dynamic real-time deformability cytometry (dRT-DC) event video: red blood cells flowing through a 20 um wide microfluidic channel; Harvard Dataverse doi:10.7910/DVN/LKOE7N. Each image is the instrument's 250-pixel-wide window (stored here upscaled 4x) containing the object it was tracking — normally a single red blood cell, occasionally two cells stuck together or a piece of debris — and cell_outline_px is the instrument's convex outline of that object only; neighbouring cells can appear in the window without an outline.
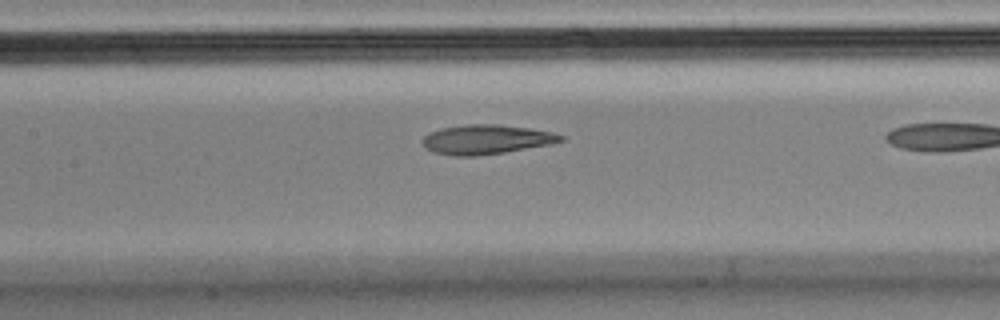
{"species": "Egyptian fruit bat (a non-hibernating species)", "species_latin": "Rousettus aegyptiacus", "temperature_condition": "cold", "stored_images_in_passage": 21, "camera_frame_rate_fps": 3000, "um_per_image_px": 0.085, "animal": {"sex": "male"}, "frame": {"image": 1, "passage_image": 7, "time_ms": 2.0, "image_size_px": [1000, 320], "cell_outline_px": [[564, 140], [552, 144], [504, 152], [476, 156], [452, 156], [432, 152], [424, 144], [424, 136], [440, 128], [468, 124], [496, 124], [532, 128], [552, 132], [564, 136]], "centroid_in_image_um": [41.37, 11.85], "position_along_channel_um": 166.0, "area_um2": 23.64}}
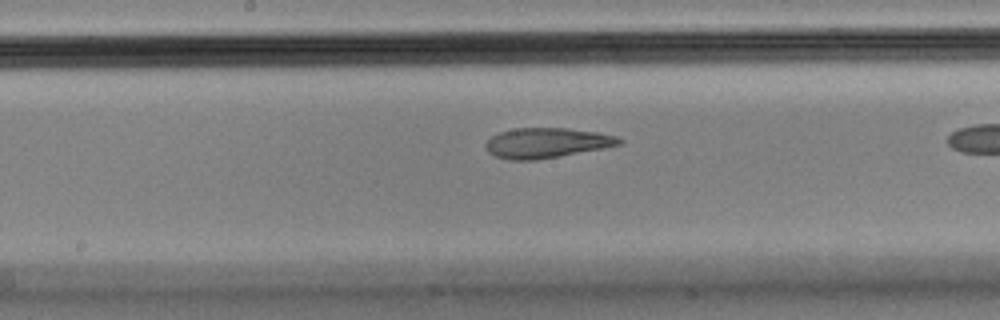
{"frame": {"image": 2, "passage_image": 10, "time_ms": 3.0, "image_size_px": [1000, 320], "cell_outline_px": [[624, 140], [620, 144], [600, 148], [536, 160], [512, 160], [496, 156], [488, 152], [484, 144], [492, 136], [500, 132], [512, 128], [568, 128], [600, 132], [616, 136]], "centroid_in_image_um": [46.44, 12.13], "position_along_channel_um": 201.8, "area_um2": 23.18}}